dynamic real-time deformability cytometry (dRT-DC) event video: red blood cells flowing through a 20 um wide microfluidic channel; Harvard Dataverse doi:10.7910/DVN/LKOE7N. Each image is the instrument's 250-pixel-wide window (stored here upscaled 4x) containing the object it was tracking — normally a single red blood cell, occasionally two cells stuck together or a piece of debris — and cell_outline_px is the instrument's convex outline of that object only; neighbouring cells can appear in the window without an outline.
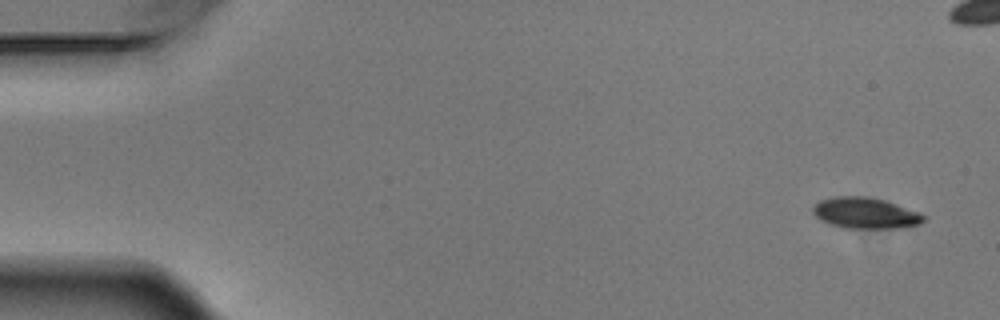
{"species": "Egyptian fruit bat (a non-hibernating species)", "species_latin": "Rousettus aegyptiacus", "temperature_condition": "warm", "stored_images_in_passage": 5, "camera_frame_rate_fps": 3000, "um_per_image_px": 0.085, "animal": {"sex": "male"}, "frame": {"image": 1, "passage_image": 1, "time_ms": 0.0, "image_size_px": [1000, 320], "cell_outline_px": [[924, 220], [920, 224], [908, 228], [844, 228], [820, 220], [812, 212], [812, 208], [820, 200], [836, 196], [868, 196], [884, 200], [920, 212], [924, 216]], "centroid_in_image_um": [73.58, 18.11], "position_along_channel_um": 11.4, "area_um2": 20.11}}